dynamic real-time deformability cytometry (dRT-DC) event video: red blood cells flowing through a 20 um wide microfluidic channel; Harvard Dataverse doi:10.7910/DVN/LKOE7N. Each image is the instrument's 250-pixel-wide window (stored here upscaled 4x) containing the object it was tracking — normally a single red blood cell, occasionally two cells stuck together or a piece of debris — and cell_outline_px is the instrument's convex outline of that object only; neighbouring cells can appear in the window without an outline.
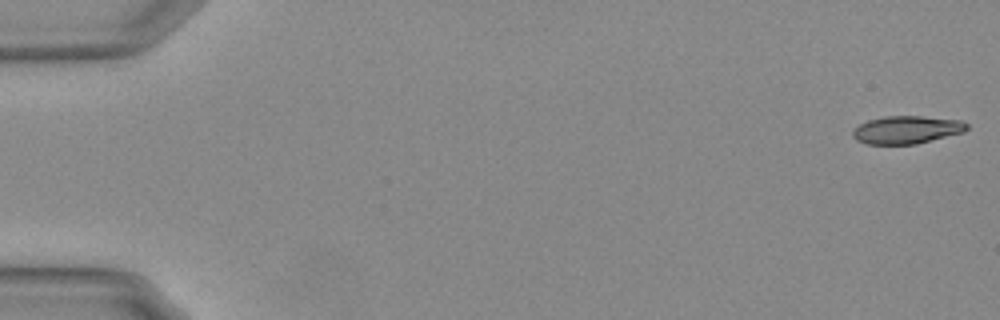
{"species": "Egyptian fruit bat (a non-hibernating species)", "species_latin": "Rousettus aegyptiacus", "temperature_condition": "warm", "stored_images_in_passage": 57, "camera_frame_rate_fps": 3000, "um_per_image_px": 0.085, "animal": {"sex": "female"}, "frame": {"image": 1, "passage_image": 1, "time_ms": 0.0, "image_size_px": [1000, 320], "cell_outline_px": [[968, 128], [964, 132], [916, 144], [868, 144], [856, 140], [852, 136], [852, 132], [860, 124], [868, 120], [884, 116], [920, 116], [960, 120], [968, 124]], "centroid_in_image_um": [77.07, 11.03], "position_along_channel_um": 7.9, "area_um2": 18.44}}
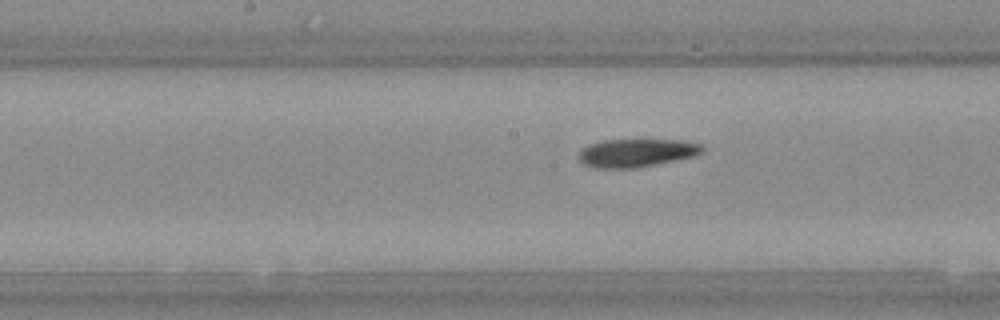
{"frame": {"image": 2, "passage_image": 29, "time_ms": 9.333, "image_size_px": [1000, 320], "cell_outline_px": [[704, 152], [696, 156], [636, 168], [592, 168], [584, 164], [576, 156], [588, 144], [600, 140], [644, 136], [688, 140], [700, 144], [704, 148]], "centroid_in_image_um": [54.15, 12.92], "position_along_channel_um": 194.0, "area_um2": 21.79}}
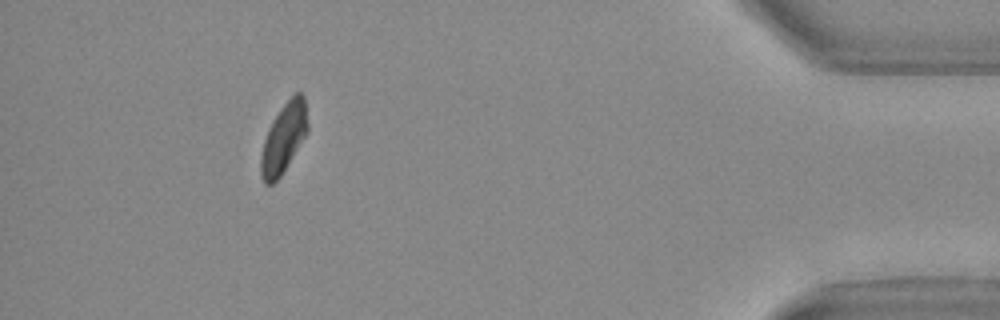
{"frame": {"image": 3, "passage_image": 51, "time_ms": 16.667, "image_size_px": [1000, 320], "cell_outline_px": [[308, 132], [280, 176], [272, 184], [264, 184], [260, 172], [260, 156], [264, 140], [268, 128], [272, 120], [280, 108], [296, 92], [300, 92], [304, 96], [308, 124]], "centroid_in_image_um": [24.1, 11.73], "position_along_channel_um": 411.1, "area_um2": 18.9}}